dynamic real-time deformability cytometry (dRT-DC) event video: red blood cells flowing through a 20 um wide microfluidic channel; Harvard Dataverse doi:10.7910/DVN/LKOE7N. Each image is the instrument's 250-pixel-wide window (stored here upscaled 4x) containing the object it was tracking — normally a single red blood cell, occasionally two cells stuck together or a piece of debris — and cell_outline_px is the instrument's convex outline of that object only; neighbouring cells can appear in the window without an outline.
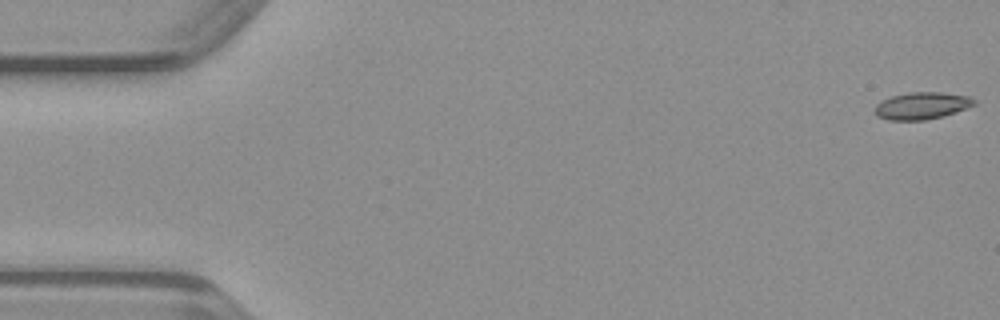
{"species": "common noctule bat (a hibernating species)", "species_latin": "Nyctalus noctula", "temperature_condition": "warm", "stored_images_in_passage": 49, "camera_frame_rate_fps": 3000, "um_per_image_px": 0.085, "animal": {"sex": "male", "body_mass_g": 23.1, "forearm_length_mm": 52.7}, "frame": {"image": 1, "passage_image": 1, "time_ms": 0.0, "image_size_px": [1000, 320], "cell_outline_px": [[976, 104], [956, 112], [944, 116], [924, 120], [888, 120], [876, 116], [876, 104], [880, 100], [892, 96], [908, 92], [940, 92], [968, 96], [976, 100]], "centroid_in_image_um": [78.35, 8.98], "position_along_channel_um": 6.7, "area_um2": 15.72}}
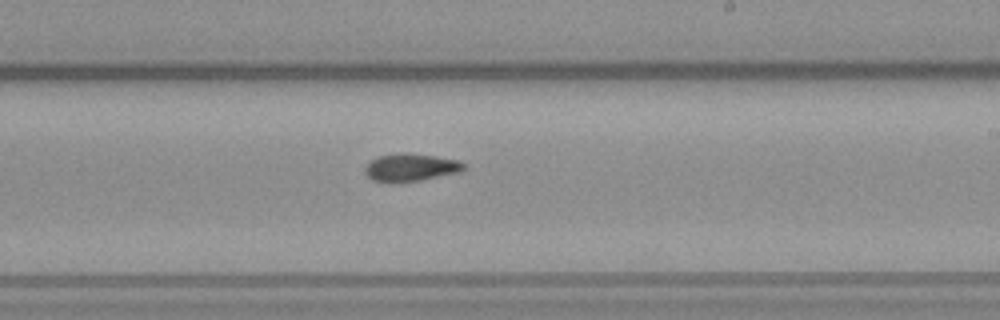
{"frame": {"image": 2, "passage_image": 29, "time_ms": 9.333, "image_size_px": [1000, 320], "cell_outline_px": [[468, 168], [460, 172], [420, 180], [388, 184], [372, 180], [364, 172], [364, 168], [376, 156], [404, 152], [436, 156], [456, 160], [464, 164]], "centroid_in_image_um": [34.88, 14.24], "position_along_channel_um": 254.1, "area_um2": 16.18}}
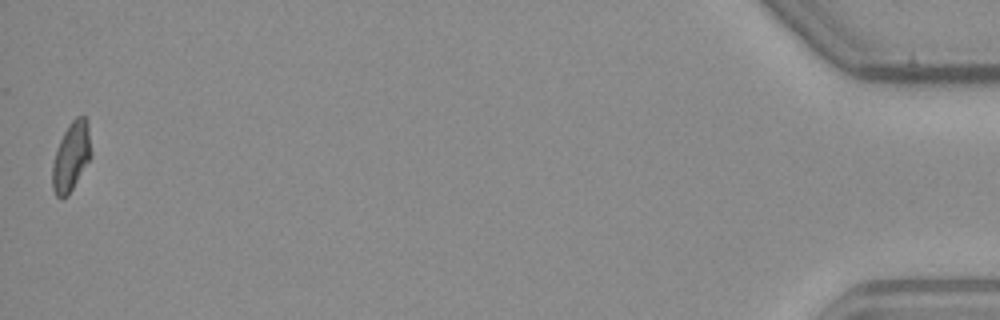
{"frame": {"image": 3, "passage_image": 49, "time_ms": 16.0, "image_size_px": [1000, 320], "cell_outline_px": [[92, 156], [68, 196], [56, 196], [52, 188], [52, 164], [60, 140], [64, 132], [72, 120], [76, 116], [84, 116], [88, 120]], "centroid_in_image_um": [6.07, 13.29], "position_along_channel_um": 429.1, "area_um2": 15.55}}